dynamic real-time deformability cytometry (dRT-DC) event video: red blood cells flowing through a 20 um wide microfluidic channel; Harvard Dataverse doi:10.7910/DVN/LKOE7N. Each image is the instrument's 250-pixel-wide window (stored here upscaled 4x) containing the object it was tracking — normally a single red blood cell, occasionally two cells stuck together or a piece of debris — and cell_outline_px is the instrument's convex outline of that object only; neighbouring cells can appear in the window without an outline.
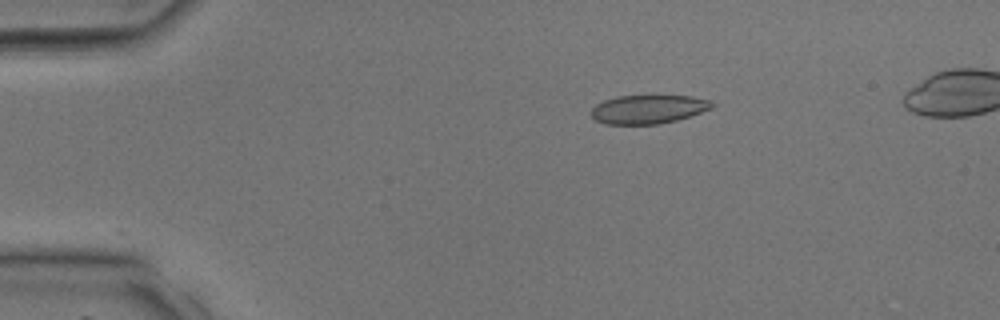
{"species": "common noctule bat (a hibernating species)", "species_latin": "Nyctalus noctula", "temperature_condition": "room temperature", "stored_images_in_passage": 31, "camera_frame_rate_fps": 3000, "um_per_image_px": 0.085, "animal": {"sex": "male", "body_mass_g": 17.9, "forearm_length_mm": 54.2}, "frame": {"image": 1, "passage_image": 1, "time_ms": 0.0, "image_size_px": [1000, 320], "cell_outline_px": [[716, 104], [712, 108], [676, 120], [660, 124], [604, 124], [596, 120], [588, 112], [596, 104], [604, 100], [616, 96], [656, 92], [692, 96], [712, 100]], "centroid_in_image_um": [55.12, 9.22], "position_along_channel_um": 29.9, "area_um2": 21.39}}
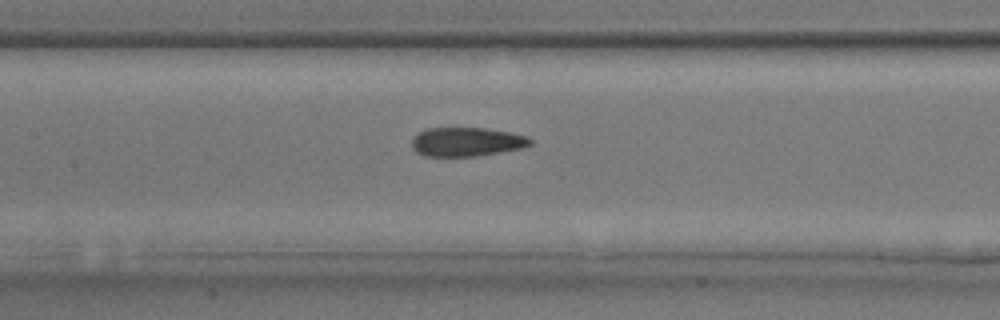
{"frame": {"image": 2, "passage_image": 12, "time_ms": 3.667, "image_size_px": [1000, 320], "cell_outline_px": [[532, 144], [524, 148], [476, 156], [424, 156], [416, 152], [412, 148], [412, 140], [420, 132], [428, 128], [484, 128], [508, 132], [524, 136], [532, 140]], "centroid_in_image_um": [39.66, 12.06], "position_along_channel_um": 167.7, "area_um2": 19.83}}
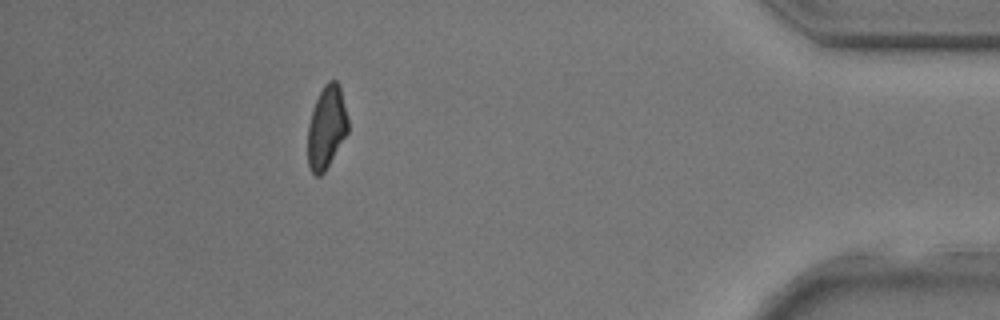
{"frame": {"image": 3, "passage_image": 28, "time_ms": 9.0, "image_size_px": [1000, 320], "cell_outline_px": [[348, 132], [324, 172], [320, 176], [316, 176], [312, 172], [308, 164], [308, 124], [312, 108], [324, 84], [328, 80], [336, 80], [340, 84], [348, 120]], "centroid_in_image_um": [27.75, 10.79], "position_along_channel_um": 407.4, "area_um2": 19.42}}